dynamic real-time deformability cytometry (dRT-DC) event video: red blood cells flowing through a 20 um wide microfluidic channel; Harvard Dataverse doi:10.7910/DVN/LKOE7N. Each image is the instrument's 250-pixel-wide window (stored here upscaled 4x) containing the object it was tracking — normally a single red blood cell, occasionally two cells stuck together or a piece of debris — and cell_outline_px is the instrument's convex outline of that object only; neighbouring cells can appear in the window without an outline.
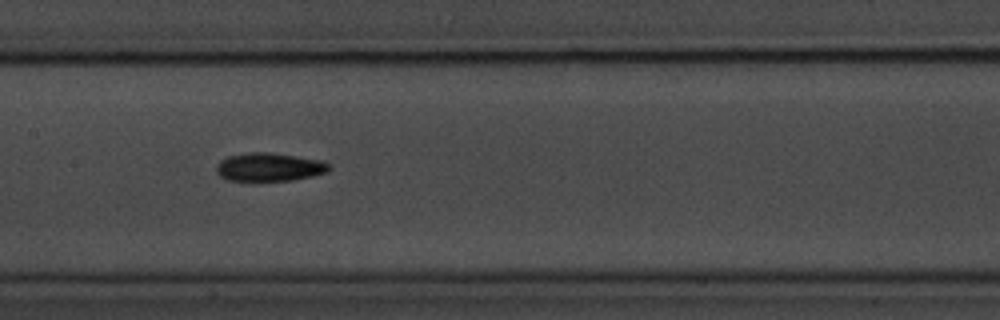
{"species": "common noctule bat (a hibernating species)", "species_latin": "Nyctalus noctula", "temperature_condition": "room temperature", "stored_images_in_passage": 15, "camera_frame_rate_fps": 3000, "um_per_image_px": 0.085, "animal": {"sex": "male", "body_mass_g": 20.1, "forearm_length_mm": 53.5}, "frame": {"image": 1, "passage_image": 7, "time_ms": 7.667, "image_size_px": [1000, 320], "cell_outline_px": [[328, 172], [312, 176], [292, 180], [252, 184], [228, 180], [220, 176], [216, 172], [216, 164], [220, 160], [228, 156], [248, 152], [268, 152], [324, 160], [328, 164]], "centroid_in_image_um": [22.82, 14.24], "position_along_channel_um": 184.6, "area_um2": 19.48}}
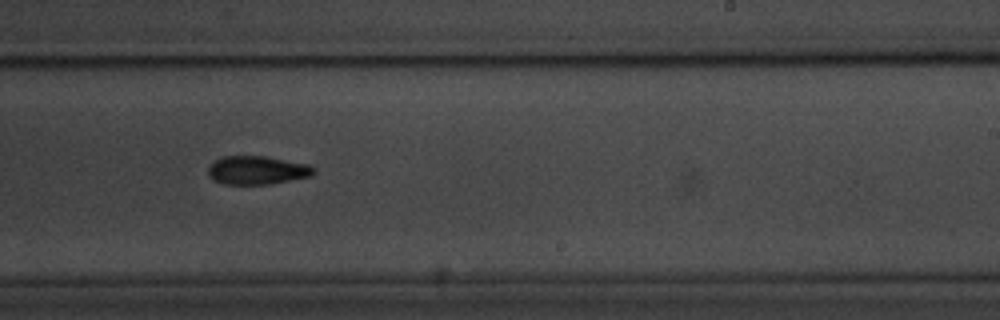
{"frame": {"image": 2, "passage_image": 9, "time_ms": 10.0, "image_size_px": [1000, 320], "cell_outline_px": [[316, 172], [312, 176], [272, 184], [224, 184], [212, 180], [208, 172], [208, 168], [220, 156], [264, 156], [308, 164], [316, 168]], "centroid_in_image_um": [21.88, 14.47], "position_along_channel_um": 267.1, "area_um2": 17.63}, "authors_computed_cell_mechanics": {"area_um2": 18.3226, "velocity_mm_per_s": 3.5533, "shape_relaxation_time_tau1_ms": 1.5887, "shape_relaxation_time_tau2_ms": null, "deformation_change_tau1": 0.088, "deformation_change_tau2": null}}